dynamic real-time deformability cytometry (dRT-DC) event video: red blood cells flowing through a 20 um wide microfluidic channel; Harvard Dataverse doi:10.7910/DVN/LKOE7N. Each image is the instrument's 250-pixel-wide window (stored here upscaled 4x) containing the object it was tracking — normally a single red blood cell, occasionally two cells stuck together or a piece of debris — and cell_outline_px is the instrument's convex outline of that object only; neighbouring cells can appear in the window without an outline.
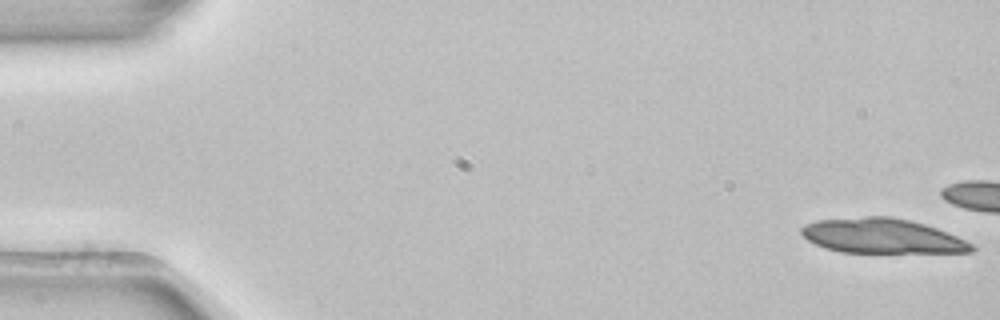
{"species": "common noctule bat (a hibernating species)", "species_latin": "Nyctalus noctula", "temperature_condition": "room temperature", "stored_images_in_passage": 4, "camera_frame_rate_fps": 3000, "um_per_image_px": 0.085, "animal": {"sex": "female", "body_mass_g": 22.7, "forearm_length_mm": 54.2}, "frame": {"image": 1, "passage_image": 1, "time_ms": 0.0, "image_size_px": [1000, 320], "cell_outline_px": [[976, 248], [972, 252], [840, 252], [824, 248], [808, 240], [800, 232], [800, 228], [804, 224], [816, 220], [864, 216], [892, 216], [924, 224], [936, 228], [956, 236], [972, 244]], "centroid_in_image_um": [74.93, 20.05], "position_along_channel_um": 10.1, "area_um2": 34.39}}